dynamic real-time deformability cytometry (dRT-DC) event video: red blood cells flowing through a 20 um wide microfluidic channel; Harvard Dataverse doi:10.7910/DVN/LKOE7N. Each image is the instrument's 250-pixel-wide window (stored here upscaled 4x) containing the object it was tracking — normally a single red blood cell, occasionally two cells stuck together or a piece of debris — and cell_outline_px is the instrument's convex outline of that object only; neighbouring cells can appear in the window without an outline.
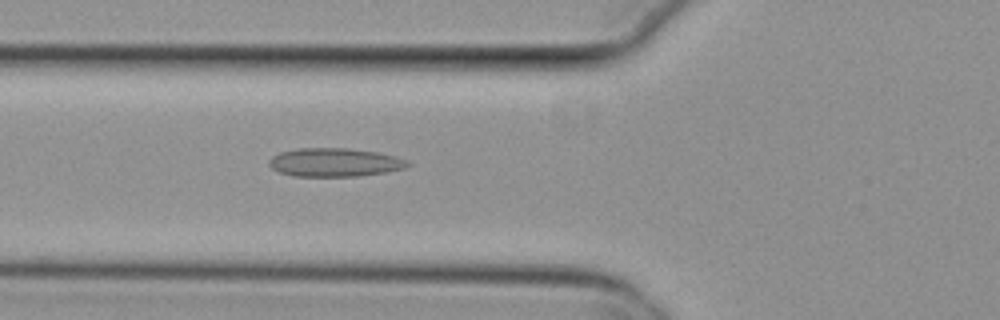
{"species": "common noctule bat (a hibernating species)", "species_latin": "Nyctalus noctula", "temperature_condition": "cold", "stored_images_in_passage": 54, "camera_frame_rate_fps": 3000, "um_per_image_px": 0.085, "animal": {"sex": "female", "body_mass_g": 29.2, "forearm_length_mm": 56.3}, "frame": {"image": 1, "passage_image": 20, "time_ms": 6.333, "image_size_px": [1000, 320], "cell_outline_px": [[412, 164], [404, 168], [388, 172], [360, 176], [292, 176], [280, 172], [272, 168], [268, 164], [268, 160], [272, 156], [280, 152], [300, 148], [348, 148], [376, 152], [396, 156], [408, 160]], "centroid_in_image_um": [28.47, 13.8], "position_along_channel_um": 97.3, "area_um2": 23.18}}
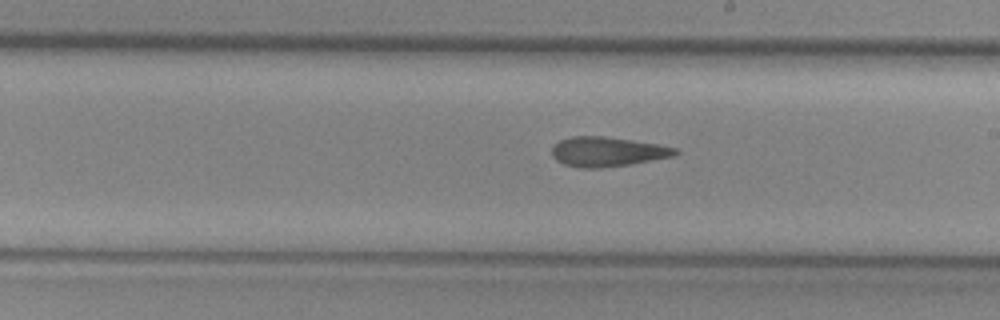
{"frame": {"image": 2, "passage_image": 31, "time_ms": 10.0, "image_size_px": [1000, 320], "cell_outline_px": [[680, 152], [676, 156], [628, 164], [600, 168], [580, 168], [564, 164], [556, 160], [552, 156], [552, 144], [560, 140], [572, 136], [604, 136], [632, 140], [656, 144], [676, 148]], "centroid_in_image_um": [51.6, 12.89], "position_along_channel_um": 237.4, "area_um2": 21.33}}
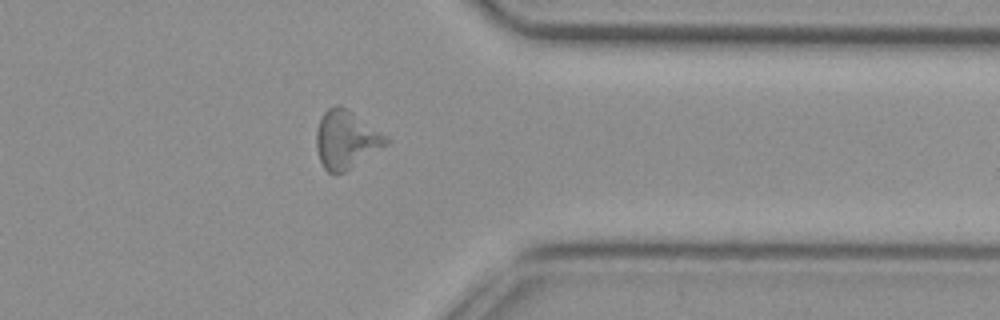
{"frame": {"image": 3, "passage_image": 43, "time_ms": 14.0, "image_size_px": [1000, 320], "cell_outline_px": [[388, 144], [344, 172], [336, 176], [328, 172], [324, 168], [320, 160], [316, 148], [316, 132], [320, 120], [324, 112], [328, 108], [336, 104], [340, 104], [388, 136]], "centroid_in_image_um": [29.4, 11.87], "position_along_channel_um": 382.0, "area_um2": 23.52}, "authors_computed_cell_mechanics": {"area_um2": 22.2241, "velocity_mm_per_s": 3.8046, "shape_relaxation_time_tau1_ms": null, "shape_relaxation_time_tau2_ms": 4.2784, "deformation_change_tau1": null, "deformation_change_tau2": 0.1261}}